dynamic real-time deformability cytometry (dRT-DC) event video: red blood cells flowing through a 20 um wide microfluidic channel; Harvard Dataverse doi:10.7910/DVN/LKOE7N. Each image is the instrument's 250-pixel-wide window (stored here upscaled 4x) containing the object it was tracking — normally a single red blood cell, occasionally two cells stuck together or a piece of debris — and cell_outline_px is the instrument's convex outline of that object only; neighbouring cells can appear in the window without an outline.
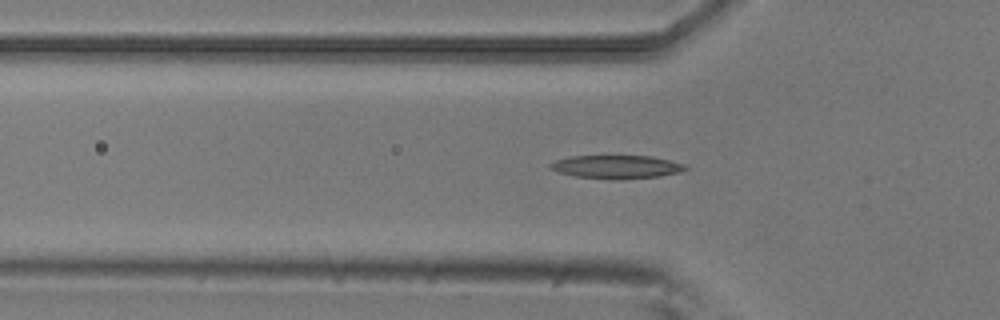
{"species": "common noctule bat (a hibernating species)", "species_latin": "Nyctalus noctula", "temperature_condition": "room temperature", "stored_images_in_passage": 51, "camera_frame_rate_fps": 3000, "um_per_image_px": 0.085, "animal": {"sex": "male", "body_mass_g": 20.5, "forearm_length_mm": 52.5}, "frame": {"image": 1, "passage_image": 17, "time_ms": 5.333, "image_size_px": [1000, 320], "cell_outline_px": [[688, 168], [680, 172], [660, 176], [620, 180], [576, 176], [560, 172], [548, 168], [548, 164], [556, 160], [572, 156], [652, 156], [684, 164]], "centroid_in_image_um": [52.4, 14.18], "position_along_channel_um": 73.4, "area_um2": 18.26}}
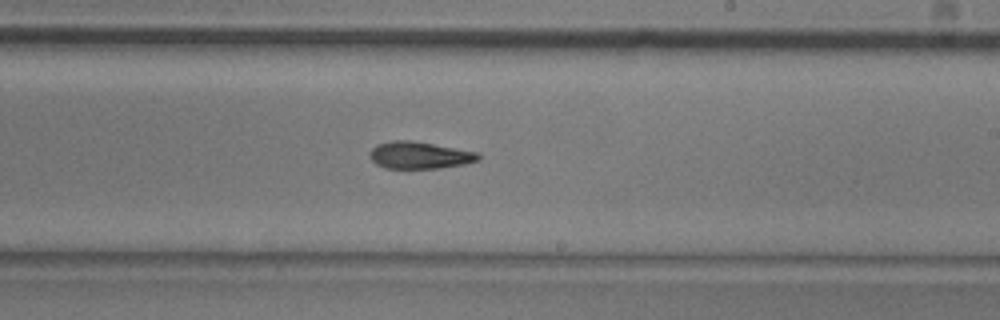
{"frame": {"image": 2, "passage_image": 31, "time_ms": 10.0, "image_size_px": [1000, 320], "cell_outline_px": [[480, 160], [464, 164], [440, 168], [384, 168], [376, 164], [372, 160], [368, 152], [376, 144], [392, 140], [408, 140], [480, 152]], "centroid_in_image_um": [35.65, 13.19], "position_along_channel_um": 253.3, "area_um2": 17.17}}
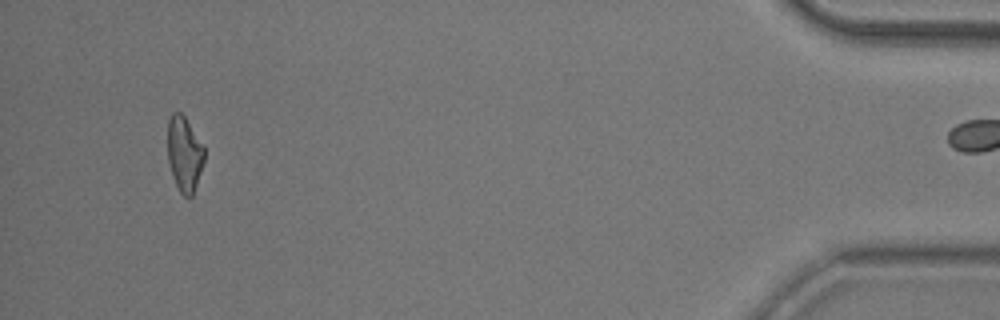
{"frame": {"image": 3, "passage_image": 50, "time_ms": 16.333, "image_size_px": [1000, 320], "cell_outline_px": [[204, 160], [192, 196], [188, 200], [180, 192], [172, 176], [168, 164], [168, 120], [172, 112], [180, 112], [184, 116], [204, 148]], "centroid_in_image_um": [15.65, 13.11], "position_along_channel_um": 419.6, "area_um2": 15.84}}